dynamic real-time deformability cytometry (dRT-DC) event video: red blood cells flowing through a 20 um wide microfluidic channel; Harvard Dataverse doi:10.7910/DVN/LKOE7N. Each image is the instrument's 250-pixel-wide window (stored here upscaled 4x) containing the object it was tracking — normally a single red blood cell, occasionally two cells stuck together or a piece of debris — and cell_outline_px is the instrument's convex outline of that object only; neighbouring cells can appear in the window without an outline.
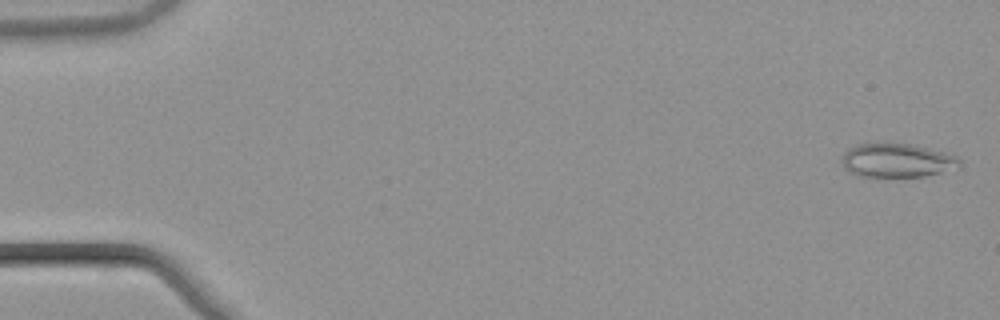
{"species": "common noctule bat (a hibernating species)", "species_latin": "Nyctalus noctula", "temperature_condition": "warm", "stored_images_in_passage": 53, "camera_frame_rate_fps": 3000, "um_per_image_px": 0.085, "animal": {"sex": "male", "body_mass_g": 21.5, "forearm_length_mm": 52.0}, "frame": {"image": 1, "passage_image": 1, "time_ms": 0.0, "image_size_px": [1000, 320], "cell_outline_px": [[964, 164], [960, 168], [924, 176], [856, 176], [844, 168], [844, 152], [848, 148], [856, 144], [912, 144], [944, 152], [956, 156]], "centroid_in_image_um": [76.3, 13.64], "position_along_channel_um": 8.7, "area_um2": 23.06}}
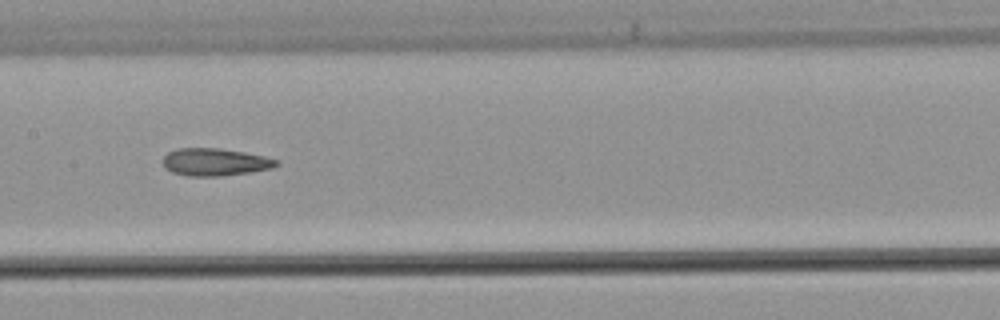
{"frame": {"image": 2, "passage_image": 27, "time_ms": 8.667, "image_size_px": [1000, 320], "cell_outline_px": [[280, 164], [272, 168], [252, 172], [220, 176], [188, 176], [172, 172], [164, 168], [164, 156], [168, 152], [176, 148], [220, 148], [244, 152], [264, 156], [280, 160]], "centroid_in_image_um": [18.3, 13.77], "position_along_channel_um": 189.1, "area_um2": 18.32}}
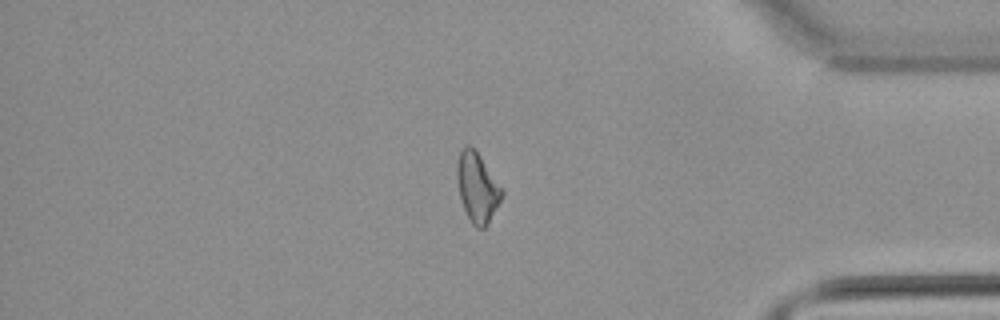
{"frame": {"image": 3, "passage_image": 45, "time_ms": 14.667, "image_size_px": [1000, 320], "cell_outline_px": [[504, 192], [488, 224], [484, 228], [476, 228], [472, 224], [464, 208], [460, 196], [456, 176], [456, 168], [460, 152], [464, 144], [468, 144], [480, 156]], "centroid_in_image_um": [40.55, 15.93], "position_along_channel_um": 394.7, "area_um2": 17.74}, "authors_computed_cell_mechanics": {"area_um2": 18.5538, "velocity_mm_per_s": 3.8618, "shape_relaxation_time_tau1_ms": null, "shape_relaxation_time_tau2_ms": 3.3889, "deformation_change_tau1": null, "deformation_change_tau2": 0.1278}}